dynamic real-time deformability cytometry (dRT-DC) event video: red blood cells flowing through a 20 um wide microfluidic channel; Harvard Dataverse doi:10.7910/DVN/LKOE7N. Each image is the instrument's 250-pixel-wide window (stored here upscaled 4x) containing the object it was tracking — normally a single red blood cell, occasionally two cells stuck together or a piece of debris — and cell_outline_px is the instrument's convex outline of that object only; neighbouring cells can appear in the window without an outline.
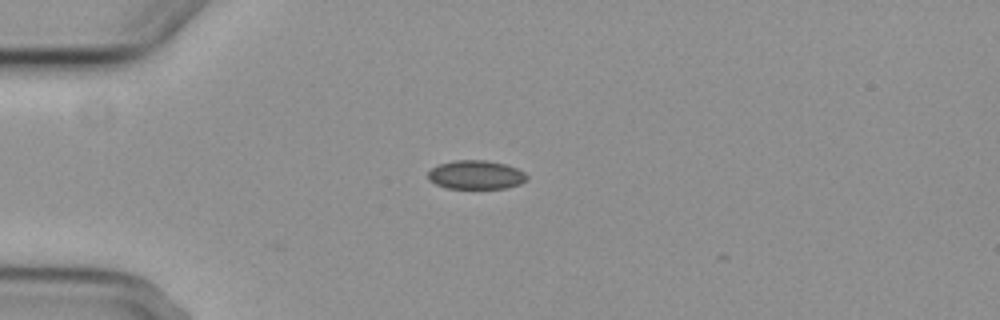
{"species": "common noctule bat (a hibernating species)", "species_latin": "Nyctalus noctula", "temperature_condition": "cold", "stored_images_in_passage": 2, "camera_frame_rate_fps": 3000, "um_per_image_px": 0.085, "animal": {"sex": "female", "body_mass_g": 29.2, "forearm_length_mm": 56.3}, "frame": {"image": 1, "passage_image": 1, "time_ms": 0.0, "image_size_px": [1000, 320], "cell_outline_px": [[528, 176], [520, 184], [504, 188], [448, 188], [436, 184], [428, 180], [428, 172], [432, 168], [440, 164], [456, 160], [484, 160], [504, 164], [516, 168], [524, 172]], "centroid_in_image_um": [40.43, 14.86], "position_along_channel_um": 44.6, "area_um2": 16.36}}